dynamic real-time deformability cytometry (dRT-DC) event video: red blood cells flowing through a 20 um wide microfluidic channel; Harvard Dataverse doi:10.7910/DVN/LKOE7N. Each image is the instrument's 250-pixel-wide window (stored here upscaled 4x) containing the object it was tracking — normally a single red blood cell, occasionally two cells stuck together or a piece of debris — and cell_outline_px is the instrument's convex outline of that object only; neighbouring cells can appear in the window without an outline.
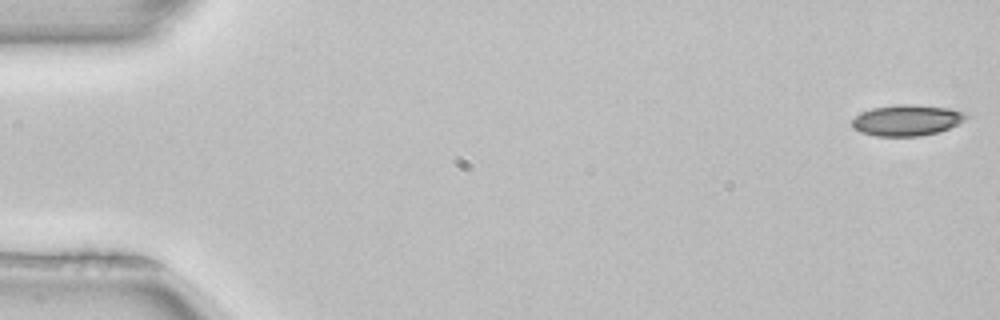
{"species": "common noctule bat (a hibernating species)", "species_latin": "Nyctalus noctula", "temperature_condition": "room temperature", "stored_images_in_passage": 8, "camera_frame_rate_fps": 3000, "um_per_image_px": 0.085, "animal": {"sex": "female", "body_mass_g": 22.7, "forearm_length_mm": 54.2}, "frame": {"image": 1, "passage_image": 1, "time_ms": 0.0, "image_size_px": [1000, 320], "cell_outline_px": [[968, 116], [964, 120], [948, 128], [936, 132], [920, 136], [876, 136], [860, 132], [852, 128], [852, 120], [860, 112], [872, 108], [900, 104], [916, 104], [948, 108], [968, 112]], "centroid_in_image_um": [77.06, 10.21], "position_along_channel_um": 7.9, "area_um2": 20.63}}